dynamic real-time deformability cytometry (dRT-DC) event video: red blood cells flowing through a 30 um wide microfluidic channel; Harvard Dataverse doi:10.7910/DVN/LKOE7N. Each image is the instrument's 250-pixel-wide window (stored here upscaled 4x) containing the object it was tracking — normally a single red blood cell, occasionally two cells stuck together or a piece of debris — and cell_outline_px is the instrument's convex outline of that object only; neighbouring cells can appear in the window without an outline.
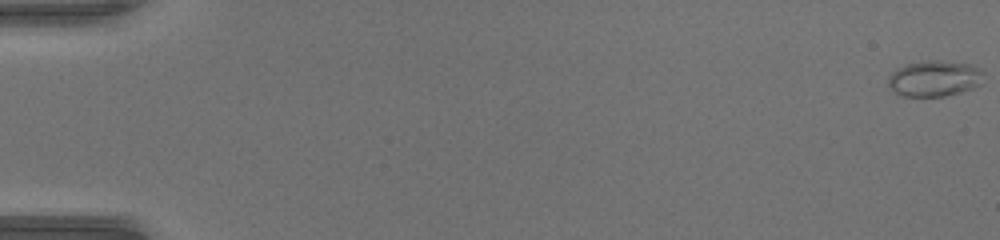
{"species": "common noctule bat (a hibernating species)", "species_latin": "Nyctalus noctula", "temperature_condition": "warm", "stored_images_in_passage": 52, "camera_frame_rate_fps": 3000, "um_per_image_px": 0.085, "animal": {"sex": "female", "body_mass_g": 17.0, "forearm_length_mm": 48.0}, "frame": {"image": 1, "passage_image": 1, "time_ms": 0.0, "image_size_px": [1000, 240], "cell_outline_px": [[984, 72], [980, 84], [972, 88], [960, 92], [944, 96], [900, 96], [888, 84], [888, 76], [896, 68], [904, 64], [928, 60], [940, 60], [968, 64], [980, 68]], "centroid_in_image_um": [79.41, 6.66], "position_along_channel_um": 5.6, "area_um2": 20.0}}
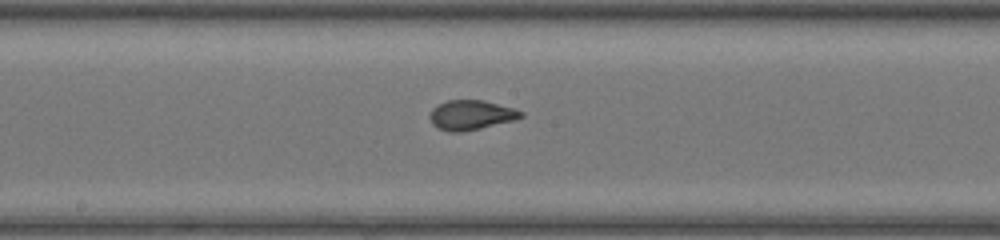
{"frame": {"image": 2, "passage_image": 29, "time_ms": 9.333, "image_size_px": [1000, 240], "cell_outline_px": [[524, 116], [512, 120], [480, 128], [460, 132], [448, 132], [436, 128], [432, 124], [428, 116], [432, 108], [436, 104], [448, 100], [484, 100], [512, 108], [524, 112]], "centroid_in_image_um": [39.97, 9.77], "position_along_channel_um": 208.2, "area_um2": 15.78}}
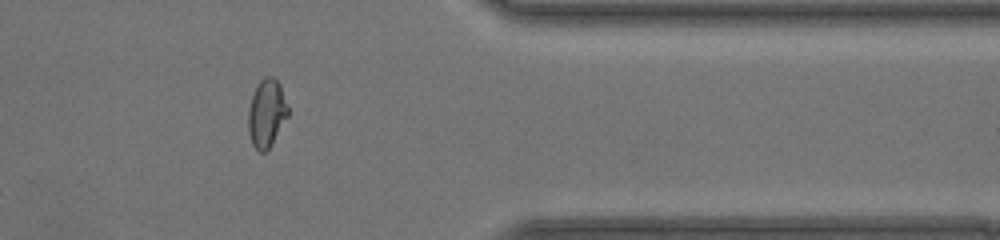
{"frame": {"image": 3, "passage_image": 43, "time_ms": 14.0, "image_size_px": [1000, 240], "cell_outline_px": [[288, 116], [268, 148], [264, 152], [260, 152], [252, 144], [248, 132], [248, 108], [252, 96], [260, 80], [264, 76], [272, 76], [280, 84], [288, 108]], "centroid_in_image_um": [22.64, 9.6], "position_along_channel_um": 388.8, "area_um2": 15.49}, "authors_computed_cell_mechanics": {"area_um2": 16.2996, "velocity_mm_per_s": 4.1854, "shape_relaxation_time_tau1_ms": 11.0806, "shape_relaxation_time_tau2_ms": null, "deformation_change_tau1": 0.3213, "deformation_change_tau2": null}}